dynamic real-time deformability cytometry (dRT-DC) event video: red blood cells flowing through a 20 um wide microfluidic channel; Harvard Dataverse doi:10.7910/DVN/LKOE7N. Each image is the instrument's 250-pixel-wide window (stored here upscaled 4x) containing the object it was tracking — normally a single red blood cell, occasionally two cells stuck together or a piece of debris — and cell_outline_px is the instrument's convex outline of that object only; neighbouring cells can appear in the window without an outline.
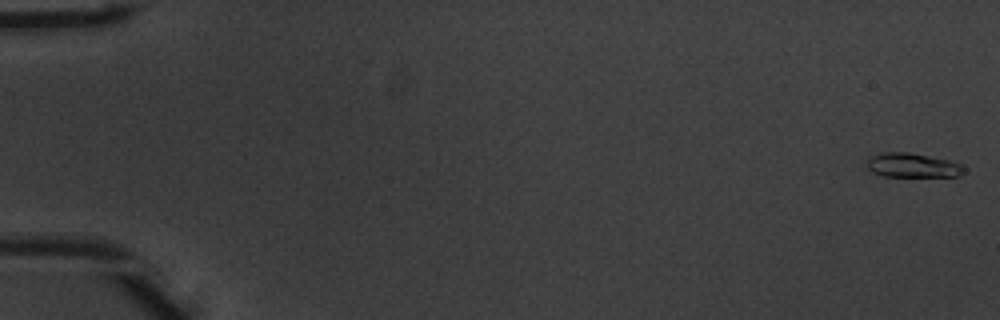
{"species": "common noctule bat (a hibernating species)", "species_latin": "Nyctalus noctula", "temperature_condition": "warm", "stored_images_in_passage": 53, "camera_frame_rate_fps": 3000, "um_per_image_px": 0.085, "animal": {"sex": "male", "body_mass_g": 20.1, "forearm_length_mm": 53.5}, "frame": {"image": 1, "passage_image": 1, "time_ms": 0.0, "image_size_px": [1000, 320], "cell_outline_px": [[968, 168], [960, 176], [884, 176], [872, 172], [864, 164], [872, 156], [880, 152], [908, 152], [952, 160]], "centroid_in_image_um": [77.59, 14.04], "position_along_channel_um": 7.4, "area_um2": 13.93}}
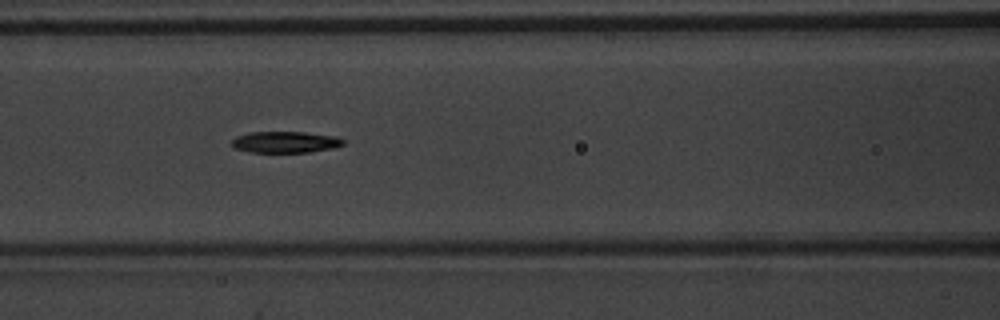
{"frame": {"image": 2, "passage_image": 24, "time_ms": 7.667, "image_size_px": [1000, 320], "cell_outline_px": [[344, 144], [332, 148], [308, 152], [248, 152], [236, 148], [228, 144], [236, 136], [248, 132], [304, 132], [336, 136], [344, 140]], "centroid_in_image_um": [24.2, 12.07], "position_along_channel_um": 142.4, "area_um2": 13.93}}
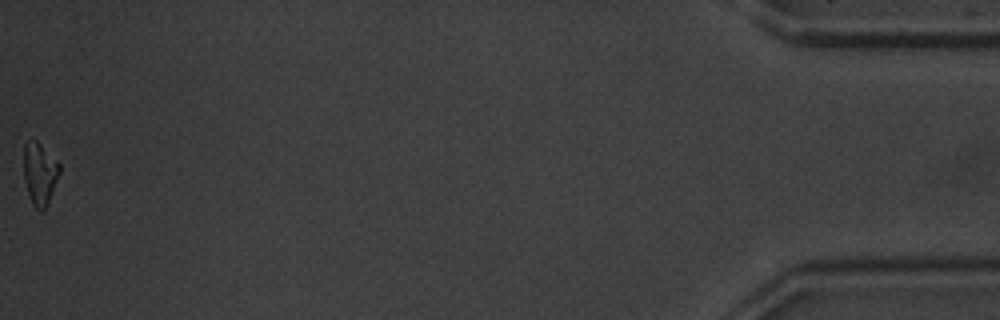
{"frame": {"image": 3, "passage_image": 53, "time_ms": 17.333, "image_size_px": [1000, 320], "cell_outline_px": [[60, 172], [52, 192], [44, 208], [40, 212], [32, 204], [24, 180], [24, 144], [28, 140], [36, 140], [60, 164]], "centroid_in_image_um": [3.36, 14.73], "position_along_channel_um": 431.8, "area_um2": 12.72}, "authors_computed_cell_mechanics": {"area_um2": 13.9876, "velocity_mm_per_s": 3.937, "shape_relaxation_time_tau1_ms": 3.9076, "shape_relaxation_time_tau2_ms": null, "deformation_change_tau1": 0.1544, "deformation_change_tau2": null}}